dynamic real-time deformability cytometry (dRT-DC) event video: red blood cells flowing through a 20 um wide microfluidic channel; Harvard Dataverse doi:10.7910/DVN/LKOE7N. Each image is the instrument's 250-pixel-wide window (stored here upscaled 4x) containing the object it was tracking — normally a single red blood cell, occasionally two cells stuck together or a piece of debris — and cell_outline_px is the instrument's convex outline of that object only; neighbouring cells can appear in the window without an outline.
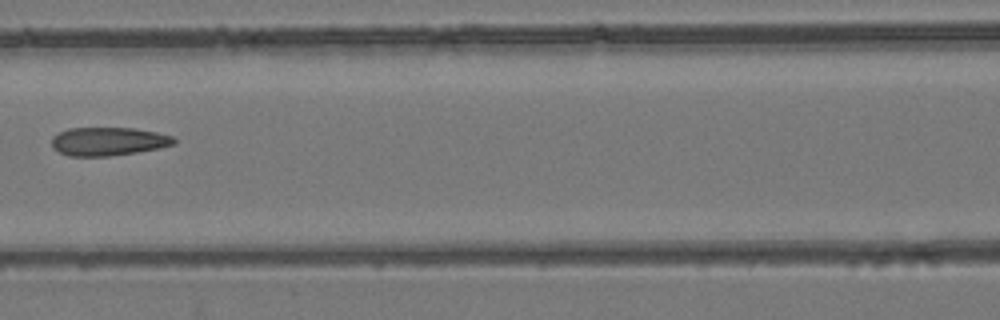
{"species": "common noctule bat (a hibernating species)", "species_latin": "Nyctalus noctula", "temperature_condition": "room temperature", "stored_images_in_passage": 3, "camera_frame_rate_fps": 3000, "um_per_image_px": 0.085, "animal": {"sex": "female", "body_mass_g": 24.6, "forearm_length_mm": 56.2}, "frame": {"image": 1, "passage_image": 3, "time_ms": 2.333, "image_size_px": [1000, 320], "cell_outline_px": [[176, 144], [160, 148], [136, 152], [108, 156], [68, 156], [52, 148], [52, 136], [68, 128], [136, 128], [156, 132], [172, 136], [176, 140]], "centroid_in_image_um": [9.21, 12.02], "position_along_channel_um": 157.4, "area_um2": 20.29}}